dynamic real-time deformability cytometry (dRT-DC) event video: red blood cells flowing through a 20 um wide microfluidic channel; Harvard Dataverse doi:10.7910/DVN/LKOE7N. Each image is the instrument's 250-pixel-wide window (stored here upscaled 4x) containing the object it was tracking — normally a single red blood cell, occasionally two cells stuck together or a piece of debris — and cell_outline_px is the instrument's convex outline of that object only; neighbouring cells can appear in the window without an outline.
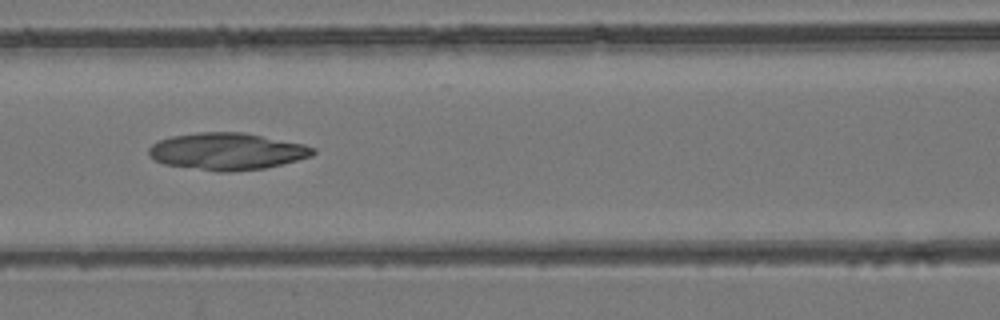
{"species": "common noctule bat (a hibernating species)", "species_latin": "Nyctalus noctula", "temperature_condition": "room temperature", "stored_images_in_passage": 9, "camera_frame_rate_fps": 3000, "um_per_image_px": 0.085, "animal": {"sex": "female", "body_mass_g": 24.6, "forearm_length_mm": 56.2}, "frame": {"image": 1, "passage_image": 7, "time_ms": 2.0, "image_size_px": [1000, 320], "cell_outline_px": [[316, 152], [312, 156], [264, 168], [228, 172], [220, 172], [164, 164], [152, 160], [148, 152], [148, 148], [152, 144], [160, 140], [172, 136], [196, 132], [244, 132], [304, 144], [316, 148]], "centroid_in_image_um": [19.28, 12.86], "position_along_channel_um": 147.3, "area_um2": 35.43}}
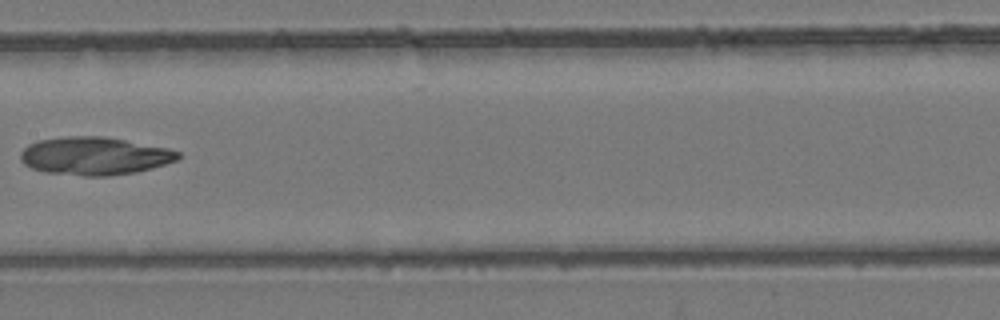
{"frame": {"image": 2, "passage_image": 8, "time_ms": 2.333, "image_size_px": [1000, 320], "cell_outline_px": [[180, 156], [176, 160], [152, 168], [136, 172], [108, 176], [84, 176], [44, 172], [32, 168], [24, 164], [20, 160], [20, 152], [28, 144], [36, 140], [68, 136], [104, 136], [168, 148], [180, 152]], "centroid_in_image_um": [8.0, 13.25], "position_along_channel_um": 199.4, "area_um2": 34.97}}
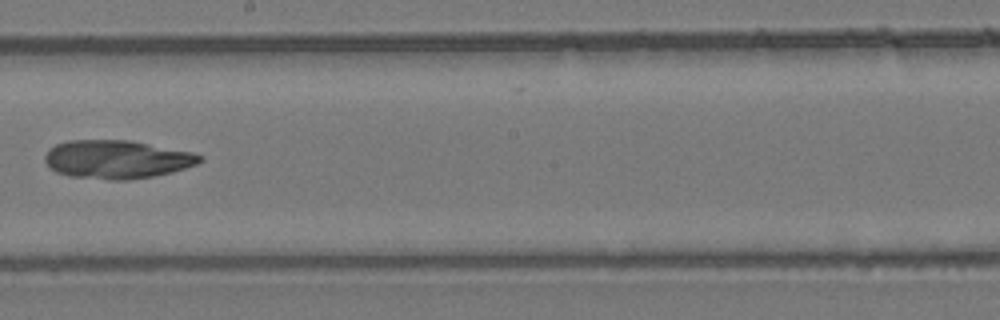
{"frame": {"image": 3, "passage_image": 9, "time_ms": 2.667, "image_size_px": [1000, 320], "cell_outline_px": [[204, 160], [196, 164], [172, 172], [152, 176], [128, 180], [108, 180], [68, 176], [56, 172], [48, 168], [44, 160], [44, 156], [56, 144], [68, 140], [128, 140], [192, 152], [204, 156]], "centroid_in_image_um": [9.91, 13.55], "position_along_channel_um": 238.3, "area_um2": 34.74}}